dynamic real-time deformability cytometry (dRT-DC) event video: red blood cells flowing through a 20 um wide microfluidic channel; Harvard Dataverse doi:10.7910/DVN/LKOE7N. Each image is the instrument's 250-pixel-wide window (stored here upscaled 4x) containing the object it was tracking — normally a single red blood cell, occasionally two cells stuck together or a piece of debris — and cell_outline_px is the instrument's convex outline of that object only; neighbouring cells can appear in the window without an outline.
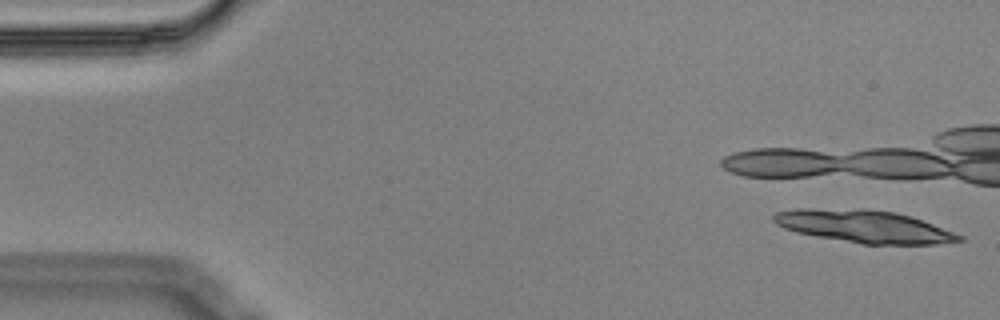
{"species": "Egyptian fruit bat (a non-hibernating species)", "species_latin": "Rousettus aegyptiacus", "temperature_condition": "cold", "stored_images_in_passage": 9, "camera_frame_rate_fps": 3000, "um_per_image_px": 0.085, "animal": {"sex": "male"}, "frame": {"image": 1, "passage_image": 1, "time_ms": 0.0, "image_size_px": [1000, 320], "cell_outline_px": [[964, 240], [940, 244], [860, 244], [816, 236], [796, 232], [784, 228], [776, 224], [772, 220], [772, 216], [776, 212], [796, 208], [864, 208], [892, 212], [908, 216], [932, 224], [964, 236]], "centroid_in_image_um": [73.4, 19.24], "position_along_channel_um": 11.6, "area_um2": 35.26}}